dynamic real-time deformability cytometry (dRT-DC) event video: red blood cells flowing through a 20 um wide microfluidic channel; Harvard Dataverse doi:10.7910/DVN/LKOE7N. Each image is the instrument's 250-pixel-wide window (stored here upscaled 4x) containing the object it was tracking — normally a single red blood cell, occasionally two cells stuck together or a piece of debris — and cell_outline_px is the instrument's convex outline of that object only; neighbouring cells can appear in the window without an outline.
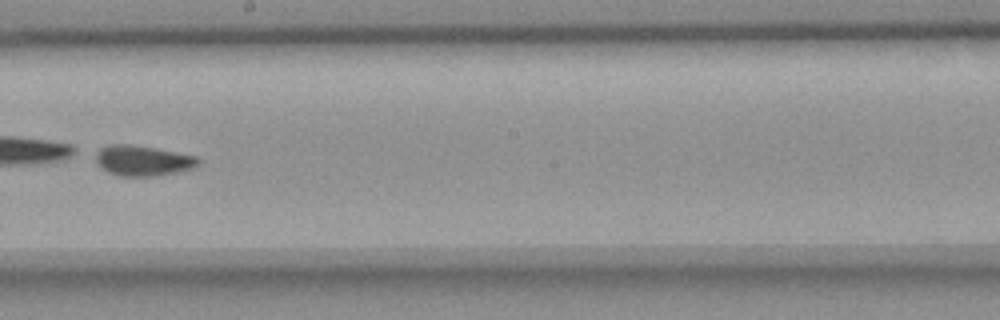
{"species": "common noctule bat (a hibernating species)", "species_latin": "Nyctalus noctula", "temperature_condition": "room temperature", "stored_images_in_passage": 14, "camera_frame_rate_fps": 3000, "um_per_image_px": 0.085, "animal": {"sex": "female", "body_mass_g": 18.4}, "frame": {"image": 1, "passage_image": 8, "time_ms": 9.333, "image_size_px": [1000, 320], "cell_outline_px": [[200, 160], [192, 168], [156, 176], [120, 176], [108, 172], [100, 168], [92, 152], [108, 144], [128, 144], [152, 148], [196, 156]], "centroid_in_image_um": [12.03, 13.65], "position_along_channel_um": 236.2, "area_um2": 18.03}}
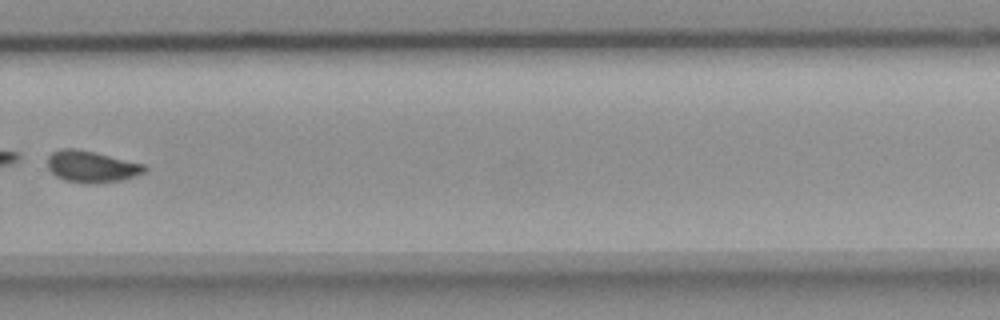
{"frame": {"image": 2, "passage_image": 10, "time_ms": 11.667, "image_size_px": [1000, 320], "cell_outline_px": [[148, 168], [144, 172], [120, 180], [92, 184], [64, 180], [56, 176], [48, 168], [48, 156], [52, 152], [60, 148], [76, 148], [96, 152], [144, 164]], "centroid_in_image_um": [7.75, 14.14], "position_along_channel_um": 322.0, "area_um2": 17.8}}